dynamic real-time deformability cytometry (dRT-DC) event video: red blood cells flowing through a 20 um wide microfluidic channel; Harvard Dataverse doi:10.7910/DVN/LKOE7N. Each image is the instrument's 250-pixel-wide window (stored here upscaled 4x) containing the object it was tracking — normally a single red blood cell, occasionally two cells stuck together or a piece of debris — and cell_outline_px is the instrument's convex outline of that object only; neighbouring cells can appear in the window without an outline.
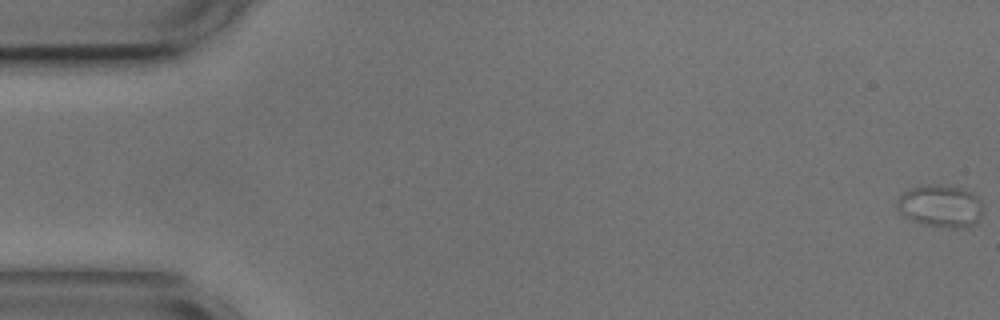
{"species": "common noctule bat (a hibernating species)", "species_latin": "Nyctalus noctula", "temperature_condition": "cold", "stored_images_in_passage": 60, "segment_of_instrument_passage": [1, 3], "camera_frame_rate_fps": 3000, "um_per_image_px": 0.085, "animal": {"sex": "male", "body_mass_g": 17.9, "forearm_length_mm": 54.2}, "frame": {"image": 1, "passage_image": 1, "time_ms": 0.0, "image_size_px": [1000, 320], "cell_outline_px": [[984, 212], [976, 224], [964, 228], [952, 228], [924, 224], [912, 220], [904, 216], [896, 208], [896, 200], [908, 188], [924, 184], [940, 184], [964, 188], [972, 192], [980, 200]], "centroid_in_image_um": [79.95, 17.5], "position_along_channel_um": 5.0, "area_um2": 21.68}}
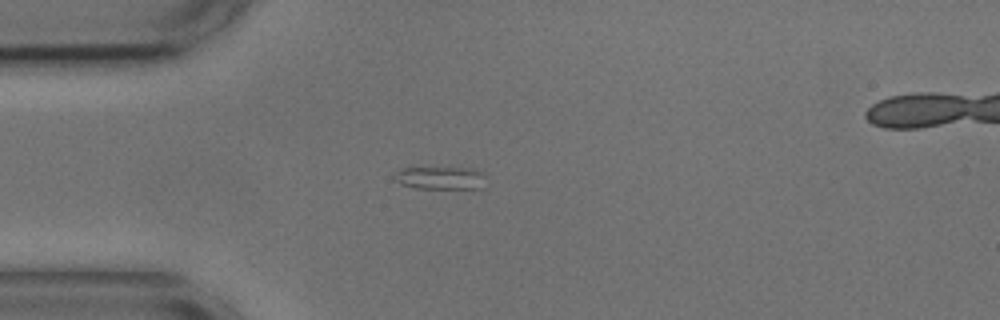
{"frame": {"image": 2, "passage_image": 16, "time_ms": 5.0, "image_size_px": [1000, 320], "cell_outline_px": [[484, 176], [480, 188], [416, 188], [400, 184], [392, 176], [396, 172], [404, 168], [472, 168], [484, 172]], "centroid_in_image_um": [37.4, 15.12], "position_along_channel_um": 47.6, "area_um2": 11.96}}
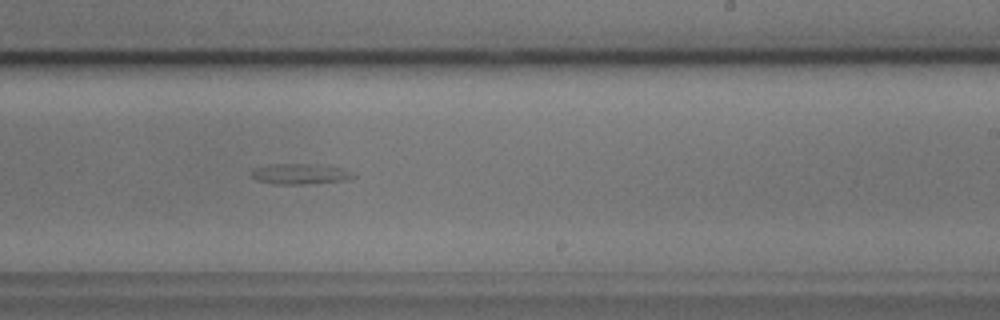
{"frame": {"image": 3, "passage_image": 36, "time_ms": 11.667, "image_size_px": [1000, 320], "cell_outline_px": [[356, 176], [348, 180], [304, 184], [272, 184], [256, 180], [248, 172], [252, 168], [268, 164], [312, 164], [344, 168], [352, 172]], "centroid_in_image_um": [25.46, 14.78], "position_along_channel_um": 263.5, "area_um2": 12.43}}